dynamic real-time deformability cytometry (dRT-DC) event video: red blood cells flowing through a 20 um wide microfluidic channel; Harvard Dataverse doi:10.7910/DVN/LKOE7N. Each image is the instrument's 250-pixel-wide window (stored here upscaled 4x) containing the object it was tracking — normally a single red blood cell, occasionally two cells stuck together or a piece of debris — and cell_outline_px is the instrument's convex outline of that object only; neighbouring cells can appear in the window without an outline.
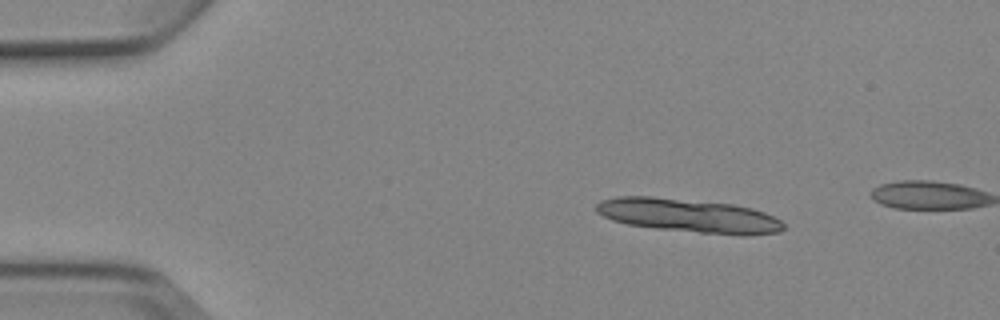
{"species": "Egyptian fruit bat (a non-hibernating species)", "species_latin": "Rousettus aegyptiacus", "temperature_condition": "cold", "stored_images_in_passage": 4, "camera_frame_rate_fps": 3000, "um_per_image_px": 0.085, "animal": {"sex": "female"}, "frame": {"image": 1, "passage_image": 2, "time_ms": 1.333, "image_size_px": [1000, 320], "cell_outline_px": [[784, 228], [780, 232], [748, 236], [740, 236], [656, 228], [628, 224], [612, 220], [596, 212], [596, 204], [600, 200], [616, 196], [652, 196], [732, 204], [752, 208], [764, 212], [780, 220], [784, 224]], "centroid_in_image_um": [58.55, 18.33], "position_along_channel_um": 26.5, "area_um2": 36.88}}